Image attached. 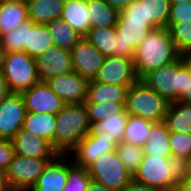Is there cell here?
Returning <instances> with one entry per match:
<instances>
[{"label": "cell", "mask_w": 191, "mask_h": 191, "mask_svg": "<svg viewBox=\"0 0 191 191\" xmlns=\"http://www.w3.org/2000/svg\"><path fill=\"white\" fill-rule=\"evenodd\" d=\"M180 56L168 28L153 29L135 49L133 60L137 76L142 80L148 73L176 61Z\"/></svg>", "instance_id": "1"}, {"label": "cell", "mask_w": 191, "mask_h": 191, "mask_svg": "<svg viewBox=\"0 0 191 191\" xmlns=\"http://www.w3.org/2000/svg\"><path fill=\"white\" fill-rule=\"evenodd\" d=\"M89 120L84 103L65 104L56 114L54 149L59 155H69L89 132Z\"/></svg>", "instance_id": "2"}, {"label": "cell", "mask_w": 191, "mask_h": 191, "mask_svg": "<svg viewBox=\"0 0 191 191\" xmlns=\"http://www.w3.org/2000/svg\"><path fill=\"white\" fill-rule=\"evenodd\" d=\"M133 180L161 191H173L180 181L179 162L172 157L144 155Z\"/></svg>", "instance_id": "3"}, {"label": "cell", "mask_w": 191, "mask_h": 191, "mask_svg": "<svg viewBox=\"0 0 191 191\" xmlns=\"http://www.w3.org/2000/svg\"><path fill=\"white\" fill-rule=\"evenodd\" d=\"M169 104L164 97L139 79L129 86L125 110L129 115L151 122H163Z\"/></svg>", "instance_id": "4"}, {"label": "cell", "mask_w": 191, "mask_h": 191, "mask_svg": "<svg viewBox=\"0 0 191 191\" xmlns=\"http://www.w3.org/2000/svg\"><path fill=\"white\" fill-rule=\"evenodd\" d=\"M56 157H24L14 154L4 172L9 191H28L38 181L50 161Z\"/></svg>", "instance_id": "5"}, {"label": "cell", "mask_w": 191, "mask_h": 191, "mask_svg": "<svg viewBox=\"0 0 191 191\" xmlns=\"http://www.w3.org/2000/svg\"><path fill=\"white\" fill-rule=\"evenodd\" d=\"M1 71L11 92L21 93L41 82L36 60L24 51L6 53Z\"/></svg>", "instance_id": "6"}, {"label": "cell", "mask_w": 191, "mask_h": 191, "mask_svg": "<svg viewBox=\"0 0 191 191\" xmlns=\"http://www.w3.org/2000/svg\"><path fill=\"white\" fill-rule=\"evenodd\" d=\"M88 171L92 181L112 191H120L133 179V175L125 168L115 150L98 157L88 167Z\"/></svg>", "instance_id": "7"}, {"label": "cell", "mask_w": 191, "mask_h": 191, "mask_svg": "<svg viewBox=\"0 0 191 191\" xmlns=\"http://www.w3.org/2000/svg\"><path fill=\"white\" fill-rule=\"evenodd\" d=\"M138 80L133 58L119 55L105 57L94 78V81L122 86H130Z\"/></svg>", "instance_id": "8"}, {"label": "cell", "mask_w": 191, "mask_h": 191, "mask_svg": "<svg viewBox=\"0 0 191 191\" xmlns=\"http://www.w3.org/2000/svg\"><path fill=\"white\" fill-rule=\"evenodd\" d=\"M44 82L65 104L84 103L87 99L89 81L74 71Z\"/></svg>", "instance_id": "9"}, {"label": "cell", "mask_w": 191, "mask_h": 191, "mask_svg": "<svg viewBox=\"0 0 191 191\" xmlns=\"http://www.w3.org/2000/svg\"><path fill=\"white\" fill-rule=\"evenodd\" d=\"M72 69L87 81L94 80L105 57L82 37L70 50Z\"/></svg>", "instance_id": "10"}, {"label": "cell", "mask_w": 191, "mask_h": 191, "mask_svg": "<svg viewBox=\"0 0 191 191\" xmlns=\"http://www.w3.org/2000/svg\"><path fill=\"white\" fill-rule=\"evenodd\" d=\"M26 112L21 93L11 92L0 104V138L12 140L22 128Z\"/></svg>", "instance_id": "11"}, {"label": "cell", "mask_w": 191, "mask_h": 191, "mask_svg": "<svg viewBox=\"0 0 191 191\" xmlns=\"http://www.w3.org/2000/svg\"><path fill=\"white\" fill-rule=\"evenodd\" d=\"M118 39V55L133 58L135 49L145 39L149 32L156 29L146 25V21L120 20L116 24Z\"/></svg>", "instance_id": "12"}, {"label": "cell", "mask_w": 191, "mask_h": 191, "mask_svg": "<svg viewBox=\"0 0 191 191\" xmlns=\"http://www.w3.org/2000/svg\"><path fill=\"white\" fill-rule=\"evenodd\" d=\"M149 87L169 103L179 99L178 59L148 73L143 79Z\"/></svg>", "instance_id": "13"}, {"label": "cell", "mask_w": 191, "mask_h": 191, "mask_svg": "<svg viewBox=\"0 0 191 191\" xmlns=\"http://www.w3.org/2000/svg\"><path fill=\"white\" fill-rule=\"evenodd\" d=\"M27 112H41L56 115L65 103L45 82H39L21 92Z\"/></svg>", "instance_id": "14"}, {"label": "cell", "mask_w": 191, "mask_h": 191, "mask_svg": "<svg viewBox=\"0 0 191 191\" xmlns=\"http://www.w3.org/2000/svg\"><path fill=\"white\" fill-rule=\"evenodd\" d=\"M35 60L41 82L73 71L70 51L55 45Z\"/></svg>", "instance_id": "15"}, {"label": "cell", "mask_w": 191, "mask_h": 191, "mask_svg": "<svg viewBox=\"0 0 191 191\" xmlns=\"http://www.w3.org/2000/svg\"><path fill=\"white\" fill-rule=\"evenodd\" d=\"M115 149L116 145L106 137L86 135L78 142L76 148L69 155L77 165L88 168L102 154Z\"/></svg>", "instance_id": "16"}, {"label": "cell", "mask_w": 191, "mask_h": 191, "mask_svg": "<svg viewBox=\"0 0 191 191\" xmlns=\"http://www.w3.org/2000/svg\"><path fill=\"white\" fill-rule=\"evenodd\" d=\"M14 154L24 157H57L59 154L52 143L20 129L12 139Z\"/></svg>", "instance_id": "17"}, {"label": "cell", "mask_w": 191, "mask_h": 191, "mask_svg": "<svg viewBox=\"0 0 191 191\" xmlns=\"http://www.w3.org/2000/svg\"><path fill=\"white\" fill-rule=\"evenodd\" d=\"M68 173V155H58L49 162L37 183L28 191H63Z\"/></svg>", "instance_id": "18"}, {"label": "cell", "mask_w": 191, "mask_h": 191, "mask_svg": "<svg viewBox=\"0 0 191 191\" xmlns=\"http://www.w3.org/2000/svg\"><path fill=\"white\" fill-rule=\"evenodd\" d=\"M128 117L129 114L124 109L122 112L106 119L97 122H90L87 136L106 137L117 146L123 141L124 130Z\"/></svg>", "instance_id": "19"}, {"label": "cell", "mask_w": 191, "mask_h": 191, "mask_svg": "<svg viewBox=\"0 0 191 191\" xmlns=\"http://www.w3.org/2000/svg\"><path fill=\"white\" fill-rule=\"evenodd\" d=\"M60 18L83 37L90 29L86 0H65Z\"/></svg>", "instance_id": "20"}, {"label": "cell", "mask_w": 191, "mask_h": 191, "mask_svg": "<svg viewBox=\"0 0 191 191\" xmlns=\"http://www.w3.org/2000/svg\"><path fill=\"white\" fill-rule=\"evenodd\" d=\"M25 2L0 1V38L28 20Z\"/></svg>", "instance_id": "21"}, {"label": "cell", "mask_w": 191, "mask_h": 191, "mask_svg": "<svg viewBox=\"0 0 191 191\" xmlns=\"http://www.w3.org/2000/svg\"><path fill=\"white\" fill-rule=\"evenodd\" d=\"M56 127V115L50 113L26 112L22 128L33 135L46 139L54 148V133Z\"/></svg>", "instance_id": "22"}, {"label": "cell", "mask_w": 191, "mask_h": 191, "mask_svg": "<svg viewBox=\"0 0 191 191\" xmlns=\"http://www.w3.org/2000/svg\"><path fill=\"white\" fill-rule=\"evenodd\" d=\"M54 46L47 24L33 23L30 20V29H27L24 52L36 59Z\"/></svg>", "instance_id": "23"}, {"label": "cell", "mask_w": 191, "mask_h": 191, "mask_svg": "<svg viewBox=\"0 0 191 191\" xmlns=\"http://www.w3.org/2000/svg\"><path fill=\"white\" fill-rule=\"evenodd\" d=\"M129 86L105 84L91 80L88 84L87 99L85 102L105 103L118 102L126 103Z\"/></svg>", "instance_id": "24"}, {"label": "cell", "mask_w": 191, "mask_h": 191, "mask_svg": "<svg viewBox=\"0 0 191 191\" xmlns=\"http://www.w3.org/2000/svg\"><path fill=\"white\" fill-rule=\"evenodd\" d=\"M169 133L170 131L164 121L154 122L147 141L143 146L145 155L172 157V151L169 145Z\"/></svg>", "instance_id": "25"}, {"label": "cell", "mask_w": 191, "mask_h": 191, "mask_svg": "<svg viewBox=\"0 0 191 191\" xmlns=\"http://www.w3.org/2000/svg\"><path fill=\"white\" fill-rule=\"evenodd\" d=\"M65 0H35L27 3L28 18L33 23L47 24L61 17Z\"/></svg>", "instance_id": "26"}, {"label": "cell", "mask_w": 191, "mask_h": 191, "mask_svg": "<svg viewBox=\"0 0 191 191\" xmlns=\"http://www.w3.org/2000/svg\"><path fill=\"white\" fill-rule=\"evenodd\" d=\"M104 56L118 55L116 27L90 28L84 36Z\"/></svg>", "instance_id": "27"}, {"label": "cell", "mask_w": 191, "mask_h": 191, "mask_svg": "<svg viewBox=\"0 0 191 191\" xmlns=\"http://www.w3.org/2000/svg\"><path fill=\"white\" fill-rule=\"evenodd\" d=\"M89 12L90 28H108L116 26L120 11L110 7L103 0H86Z\"/></svg>", "instance_id": "28"}, {"label": "cell", "mask_w": 191, "mask_h": 191, "mask_svg": "<svg viewBox=\"0 0 191 191\" xmlns=\"http://www.w3.org/2000/svg\"><path fill=\"white\" fill-rule=\"evenodd\" d=\"M164 122L169 131L191 134V105L179 100L171 102Z\"/></svg>", "instance_id": "29"}, {"label": "cell", "mask_w": 191, "mask_h": 191, "mask_svg": "<svg viewBox=\"0 0 191 191\" xmlns=\"http://www.w3.org/2000/svg\"><path fill=\"white\" fill-rule=\"evenodd\" d=\"M47 26L54 45L61 49L70 51L72 47L83 37L61 18L47 23Z\"/></svg>", "instance_id": "30"}, {"label": "cell", "mask_w": 191, "mask_h": 191, "mask_svg": "<svg viewBox=\"0 0 191 191\" xmlns=\"http://www.w3.org/2000/svg\"><path fill=\"white\" fill-rule=\"evenodd\" d=\"M143 2V13L146 25L155 28H168L170 13L169 0H141Z\"/></svg>", "instance_id": "31"}, {"label": "cell", "mask_w": 191, "mask_h": 191, "mask_svg": "<svg viewBox=\"0 0 191 191\" xmlns=\"http://www.w3.org/2000/svg\"><path fill=\"white\" fill-rule=\"evenodd\" d=\"M153 123L139 116L129 115L124 130L123 142L143 147Z\"/></svg>", "instance_id": "32"}, {"label": "cell", "mask_w": 191, "mask_h": 191, "mask_svg": "<svg viewBox=\"0 0 191 191\" xmlns=\"http://www.w3.org/2000/svg\"><path fill=\"white\" fill-rule=\"evenodd\" d=\"M91 180L88 168L77 165L68 155V173L63 191H86Z\"/></svg>", "instance_id": "33"}, {"label": "cell", "mask_w": 191, "mask_h": 191, "mask_svg": "<svg viewBox=\"0 0 191 191\" xmlns=\"http://www.w3.org/2000/svg\"><path fill=\"white\" fill-rule=\"evenodd\" d=\"M115 151L125 168L134 175L145 155L143 147L122 141L116 146Z\"/></svg>", "instance_id": "34"}, {"label": "cell", "mask_w": 191, "mask_h": 191, "mask_svg": "<svg viewBox=\"0 0 191 191\" xmlns=\"http://www.w3.org/2000/svg\"><path fill=\"white\" fill-rule=\"evenodd\" d=\"M176 50L181 55L191 53V20L180 23H172L168 27Z\"/></svg>", "instance_id": "35"}, {"label": "cell", "mask_w": 191, "mask_h": 191, "mask_svg": "<svg viewBox=\"0 0 191 191\" xmlns=\"http://www.w3.org/2000/svg\"><path fill=\"white\" fill-rule=\"evenodd\" d=\"M84 105L87 110L89 123L106 119L122 112L125 109L124 103L113 101L105 103L84 102Z\"/></svg>", "instance_id": "36"}, {"label": "cell", "mask_w": 191, "mask_h": 191, "mask_svg": "<svg viewBox=\"0 0 191 191\" xmlns=\"http://www.w3.org/2000/svg\"><path fill=\"white\" fill-rule=\"evenodd\" d=\"M27 29H30V19L20 26L1 37V41L6 53L23 52L26 45Z\"/></svg>", "instance_id": "37"}, {"label": "cell", "mask_w": 191, "mask_h": 191, "mask_svg": "<svg viewBox=\"0 0 191 191\" xmlns=\"http://www.w3.org/2000/svg\"><path fill=\"white\" fill-rule=\"evenodd\" d=\"M169 145L172 158L179 163L191 157V134L172 132L169 133Z\"/></svg>", "instance_id": "38"}, {"label": "cell", "mask_w": 191, "mask_h": 191, "mask_svg": "<svg viewBox=\"0 0 191 191\" xmlns=\"http://www.w3.org/2000/svg\"><path fill=\"white\" fill-rule=\"evenodd\" d=\"M191 20V1L173 4L170 6L168 27L172 23H180Z\"/></svg>", "instance_id": "39"}, {"label": "cell", "mask_w": 191, "mask_h": 191, "mask_svg": "<svg viewBox=\"0 0 191 191\" xmlns=\"http://www.w3.org/2000/svg\"><path fill=\"white\" fill-rule=\"evenodd\" d=\"M178 75H179V98L183 94L191 91V68L185 62L184 56L178 58Z\"/></svg>", "instance_id": "40"}, {"label": "cell", "mask_w": 191, "mask_h": 191, "mask_svg": "<svg viewBox=\"0 0 191 191\" xmlns=\"http://www.w3.org/2000/svg\"><path fill=\"white\" fill-rule=\"evenodd\" d=\"M120 20H137L146 21L143 13V2L136 0L130 5L126 6L119 14Z\"/></svg>", "instance_id": "41"}, {"label": "cell", "mask_w": 191, "mask_h": 191, "mask_svg": "<svg viewBox=\"0 0 191 191\" xmlns=\"http://www.w3.org/2000/svg\"><path fill=\"white\" fill-rule=\"evenodd\" d=\"M14 155L12 140L0 138V172L4 174Z\"/></svg>", "instance_id": "42"}, {"label": "cell", "mask_w": 191, "mask_h": 191, "mask_svg": "<svg viewBox=\"0 0 191 191\" xmlns=\"http://www.w3.org/2000/svg\"><path fill=\"white\" fill-rule=\"evenodd\" d=\"M120 191H161L158 188L138 183L133 179L121 188Z\"/></svg>", "instance_id": "43"}, {"label": "cell", "mask_w": 191, "mask_h": 191, "mask_svg": "<svg viewBox=\"0 0 191 191\" xmlns=\"http://www.w3.org/2000/svg\"><path fill=\"white\" fill-rule=\"evenodd\" d=\"M180 181L191 179V157L179 163Z\"/></svg>", "instance_id": "44"}, {"label": "cell", "mask_w": 191, "mask_h": 191, "mask_svg": "<svg viewBox=\"0 0 191 191\" xmlns=\"http://www.w3.org/2000/svg\"><path fill=\"white\" fill-rule=\"evenodd\" d=\"M11 93L6 78L0 69V104L5 100V98Z\"/></svg>", "instance_id": "45"}, {"label": "cell", "mask_w": 191, "mask_h": 191, "mask_svg": "<svg viewBox=\"0 0 191 191\" xmlns=\"http://www.w3.org/2000/svg\"><path fill=\"white\" fill-rule=\"evenodd\" d=\"M110 7L115 8L116 10H123L126 6L130 5L136 0H103Z\"/></svg>", "instance_id": "46"}, {"label": "cell", "mask_w": 191, "mask_h": 191, "mask_svg": "<svg viewBox=\"0 0 191 191\" xmlns=\"http://www.w3.org/2000/svg\"><path fill=\"white\" fill-rule=\"evenodd\" d=\"M173 191H191V179L179 181L178 185Z\"/></svg>", "instance_id": "47"}, {"label": "cell", "mask_w": 191, "mask_h": 191, "mask_svg": "<svg viewBox=\"0 0 191 191\" xmlns=\"http://www.w3.org/2000/svg\"><path fill=\"white\" fill-rule=\"evenodd\" d=\"M86 191H112L106 188L104 185L98 184L91 180Z\"/></svg>", "instance_id": "48"}, {"label": "cell", "mask_w": 191, "mask_h": 191, "mask_svg": "<svg viewBox=\"0 0 191 191\" xmlns=\"http://www.w3.org/2000/svg\"><path fill=\"white\" fill-rule=\"evenodd\" d=\"M178 100L191 105V91L188 94H183Z\"/></svg>", "instance_id": "49"}, {"label": "cell", "mask_w": 191, "mask_h": 191, "mask_svg": "<svg viewBox=\"0 0 191 191\" xmlns=\"http://www.w3.org/2000/svg\"><path fill=\"white\" fill-rule=\"evenodd\" d=\"M5 54H6V52L4 50V47H3V44H2V41H1V38H0V69L2 68L4 58H5Z\"/></svg>", "instance_id": "50"}, {"label": "cell", "mask_w": 191, "mask_h": 191, "mask_svg": "<svg viewBox=\"0 0 191 191\" xmlns=\"http://www.w3.org/2000/svg\"><path fill=\"white\" fill-rule=\"evenodd\" d=\"M0 191H9L7 189L6 184H5L4 176H3V174L1 172H0Z\"/></svg>", "instance_id": "51"}, {"label": "cell", "mask_w": 191, "mask_h": 191, "mask_svg": "<svg viewBox=\"0 0 191 191\" xmlns=\"http://www.w3.org/2000/svg\"><path fill=\"white\" fill-rule=\"evenodd\" d=\"M184 56V60L185 62L190 66L191 68V55L190 54H186V55H183Z\"/></svg>", "instance_id": "52"}, {"label": "cell", "mask_w": 191, "mask_h": 191, "mask_svg": "<svg viewBox=\"0 0 191 191\" xmlns=\"http://www.w3.org/2000/svg\"><path fill=\"white\" fill-rule=\"evenodd\" d=\"M188 1H191V0H169L171 5L178 4V3H184V2H188Z\"/></svg>", "instance_id": "53"}, {"label": "cell", "mask_w": 191, "mask_h": 191, "mask_svg": "<svg viewBox=\"0 0 191 191\" xmlns=\"http://www.w3.org/2000/svg\"><path fill=\"white\" fill-rule=\"evenodd\" d=\"M6 1H13V2H24V0H6Z\"/></svg>", "instance_id": "54"}, {"label": "cell", "mask_w": 191, "mask_h": 191, "mask_svg": "<svg viewBox=\"0 0 191 191\" xmlns=\"http://www.w3.org/2000/svg\"><path fill=\"white\" fill-rule=\"evenodd\" d=\"M35 0H24V2L27 4V3H30V2H33Z\"/></svg>", "instance_id": "55"}]
</instances>
